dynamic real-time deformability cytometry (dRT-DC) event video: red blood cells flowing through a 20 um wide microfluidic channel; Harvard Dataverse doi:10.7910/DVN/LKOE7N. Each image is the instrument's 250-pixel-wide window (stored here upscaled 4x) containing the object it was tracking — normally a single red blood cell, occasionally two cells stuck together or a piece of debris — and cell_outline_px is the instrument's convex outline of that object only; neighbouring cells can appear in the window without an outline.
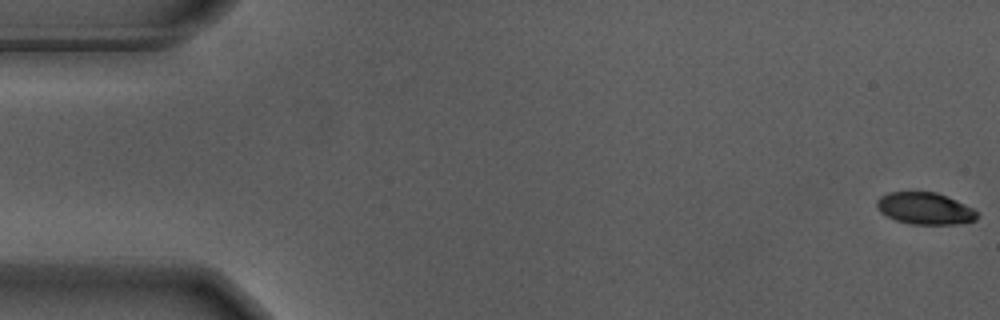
{"species": "Egyptian fruit bat (a non-hibernating species)", "species_latin": "Rousettus aegyptiacus", "temperature_condition": "warm", "stored_images_in_passage": 48, "camera_frame_rate_fps": 3000, "um_per_image_px": 0.085, "animal": {"sex": "male"}, "frame": {"image": 1, "passage_image": 1, "time_ms": 0.0, "image_size_px": [1000, 320], "cell_outline_px": [[976, 220], [960, 224], [912, 224], [896, 220], [880, 212], [876, 204], [876, 200], [880, 196], [888, 192], [936, 192], [956, 200], [972, 208], [976, 212]], "centroid_in_image_um": [78.59, 17.72], "position_along_channel_um": 6.4, "area_um2": 18.5}}
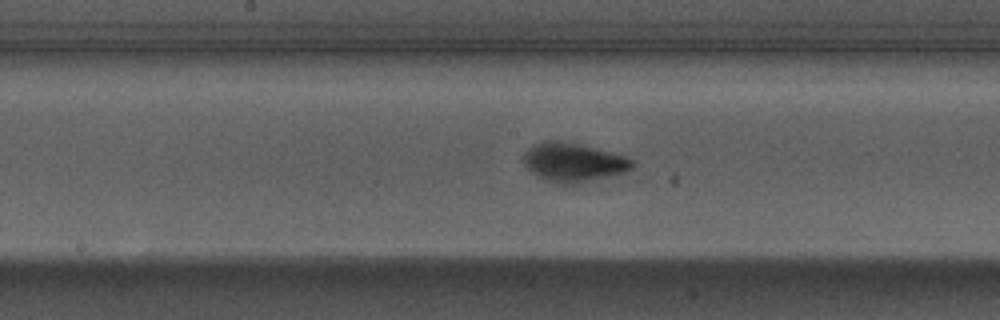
{"frame": {"image": 2, "passage_image": 29, "time_ms": 9.333, "image_size_px": [1000, 320], "cell_outline_px": [[636, 164], [628, 172], [576, 184], [560, 184], [536, 176], [524, 164], [524, 152], [528, 148], [536, 144], [548, 140], [556, 140], [576, 144], [624, 156], [632, 160]], "centroid_in_image_um": [48.74, 13.82], "position_along_channel_um": 199.5, "area_um2": 24.28}}
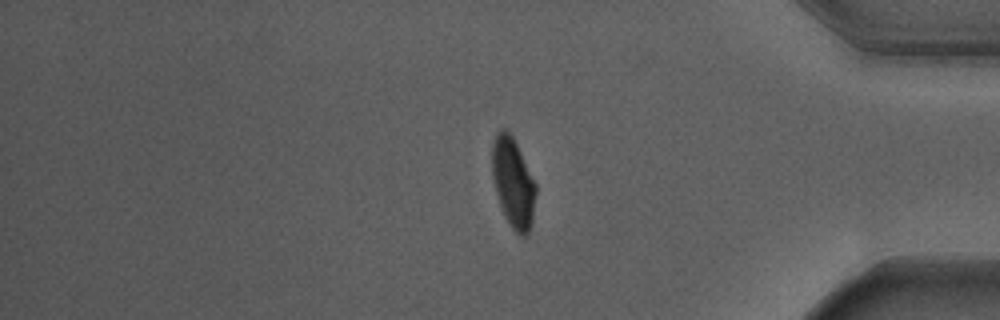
{"frame": {"image": 3, "passage_image": 47, "time_ms": 15.333, "image_size_px": [1000, 320], "cell_outline_px": [[536, 192], [532, 224], [528, 232], [524, 236], [520, 236], [512, 228], [500, 204], [496, 192], [492, 176], [492, 144], [496, 132], [504, 128], [512, 136], [536, 184]], "centroid_in_image_um": [43.61, 15.52], "position_along_channel_um": 391.6, "area_um2": 22.48}}